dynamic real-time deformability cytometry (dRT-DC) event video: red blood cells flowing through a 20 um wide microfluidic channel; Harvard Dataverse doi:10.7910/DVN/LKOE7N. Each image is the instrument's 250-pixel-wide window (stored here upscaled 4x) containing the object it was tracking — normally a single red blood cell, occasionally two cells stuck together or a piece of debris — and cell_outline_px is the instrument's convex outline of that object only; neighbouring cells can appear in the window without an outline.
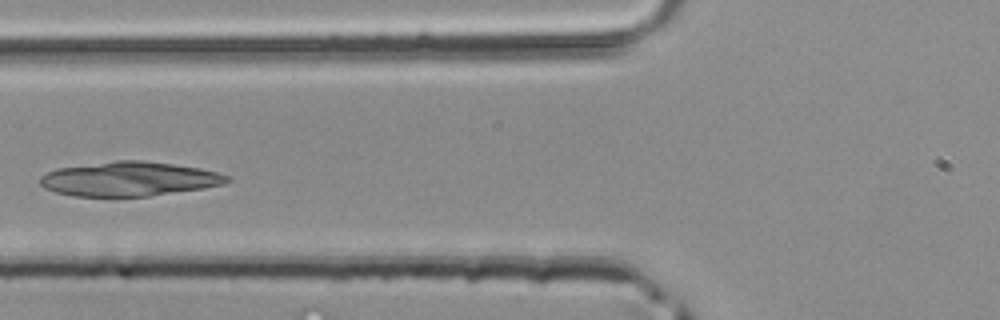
{"species": "common noctule bat (a hibernating species)", "species_latin": "Nyctalus noctula", "temperature_condition": "room temperature", "stored_images_in_passage": 3, "camera_frame_rate_fps": 3000, "um_per_image_px": 0.085, "animal": {"sex": "male", "body_mass_g": 20.4}, "frame": {"image": 1, "passage_image": 3, "time_ms": 0.667, "image_size_px": [1000, 320], "cell_outline_px": [[232, 180], [224, 184], [204, 188], [148, 196], [116, 200], [112, 200], [72, 196], [56, 192], [44, 188], [40, 184], [40, 176], [56, 168], [116, 160], [144, 160], [200, 168], [216, 172], [228, 176]], "centroid_in_image_um": [10.92, 15.25], "position_along_channel_um": 114.9, "area_um2": 38.55}}